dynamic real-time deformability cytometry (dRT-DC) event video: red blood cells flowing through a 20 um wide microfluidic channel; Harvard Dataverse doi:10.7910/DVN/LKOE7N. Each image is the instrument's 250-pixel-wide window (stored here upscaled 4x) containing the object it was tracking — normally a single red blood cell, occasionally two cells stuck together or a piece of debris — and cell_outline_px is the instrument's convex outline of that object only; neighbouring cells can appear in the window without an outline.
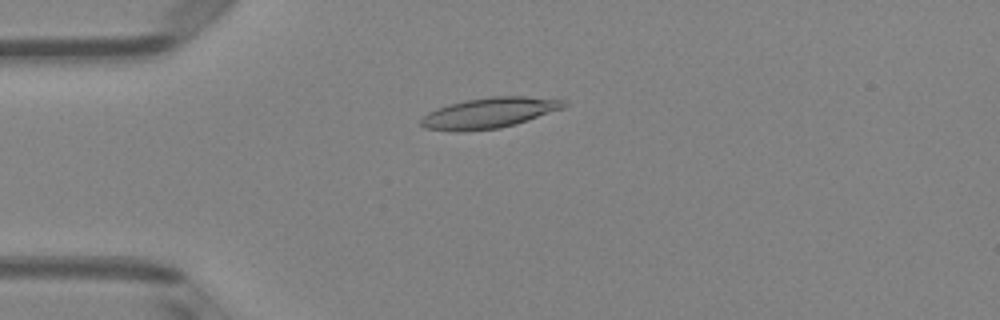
{"species": "Egyptian fruit bat (a non-hibernating species)", "species_latin": "Rousettus aegyptiacus", "temperature_condition": "room temperature", "stored_images_in_passage": 50, "camera_frame_rate_fps": 3000, "um_per_image_px": 0.085, "animal": {"sex": "female"}, "frame": {"image": 1, "passage_image": 13, "time_ms": 4.0, "image_size_px": [1000, 320], "cell_outline_px": [[568, 104], [564, 108], [516, 124], [500, 128], [464, 132], [456, 132], [424, 128], [420, 124], [420, 120], [428, 112], [436, 108], [448, 104], [464, 100], [488, 96], [524, 96], [564, 100]], "centroid_in_image_um": [41.55, 9.6], "position_along_channel_um": 43.4, "area_um2": 25.72}}
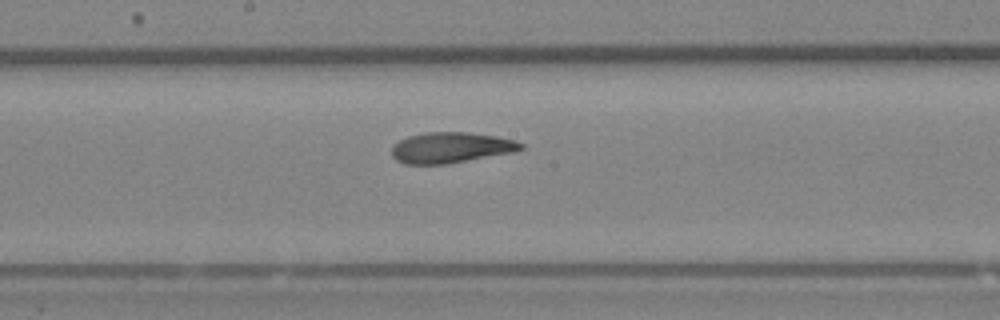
{"frame": {"image": 2, "passage_image": 27, "time_ms": 8.667, "image_size_px": [1000, 320], "cell_outline_px": [[524, 148], [516, 152], [444, 164], [404, 164], [396, 160], [392, 156], [392, 148], [400, 140], [408, 136], [424, 132], [468, 132], [496, 136], [512, 140], [524, 144]], "centroid_in_image_um": [38.33, 12.54], "position_along_channel_um": 209.9, "area_um2": 23.06}}
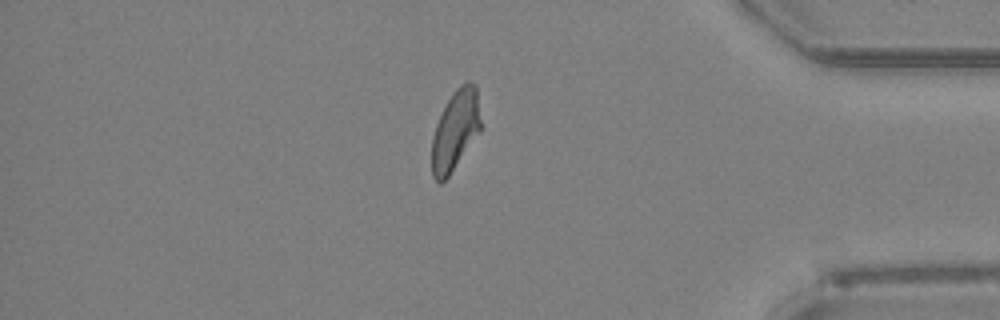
{"frame": {"image": 3, "passage_image": 43, "time_ms": 14.0, "image_size_px": [1000, 320], "cell_outline_px": [[480, 132], [448, 176], [440, 184], [432, 176], [432, 136], [436, 124], [452, 92], [460, 84], [468, 80], [476, 84], [480, 120]], "centroid_in_image_um": [38.7, 11.05], "position_along_channel_um": 396.5, "area_um2": 22.66}, "authors_computed_cell_mechanics": {"area_um2": 23.7269, "velocity_mm_per_s": 4.0515, "shape_relaxation_time_tau1_ms": 10.043, "shape_relaxation_time_tau2_ms": 2.9989, "deformation_change_tau1": 0.2593, "deformation_change_tau2": 0.1169}}